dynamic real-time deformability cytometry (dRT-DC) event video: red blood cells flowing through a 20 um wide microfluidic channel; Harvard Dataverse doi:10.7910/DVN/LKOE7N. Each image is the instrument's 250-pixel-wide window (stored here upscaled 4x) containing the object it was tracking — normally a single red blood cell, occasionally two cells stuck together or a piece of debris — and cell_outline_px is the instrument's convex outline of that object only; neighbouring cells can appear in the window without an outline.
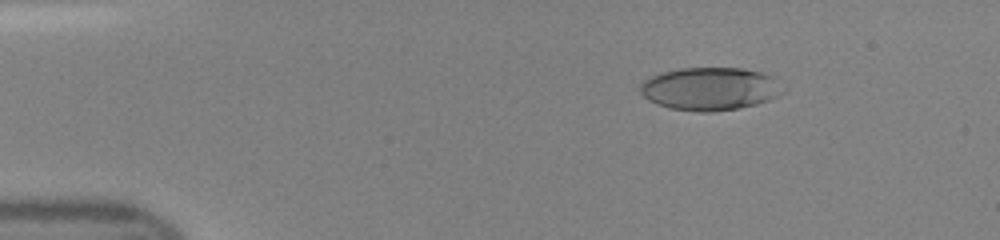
{"species": "human", "species_latin": "Homo sapiens", "temperature_condition": "room temperature", "stored_images_in_passage": 47, "camera_frame_rate_fps": 3000, "um_per_image_px": 0.085, "donor": {"sex": "female"}, "frame": {"image": 1, "passage_image": 7, "time_ms": 2.0, "image_size_px": [1000, 240], "cell_outline_px": [[776, 96], [768, 100], [756, 104], [740, 108], [708, 112], [700, 112], [668, 108], [656, 104], [648, 100], [640, 92], [640, 84], [644, 80], [660, 72], [680, 68], [740, 68], [760, 72], [772, 76], [776, 92]], "centroid_in_image_um": [60.2, 7.55], "position_along_channel_um": 24.8, "area_um2": 35.03}}
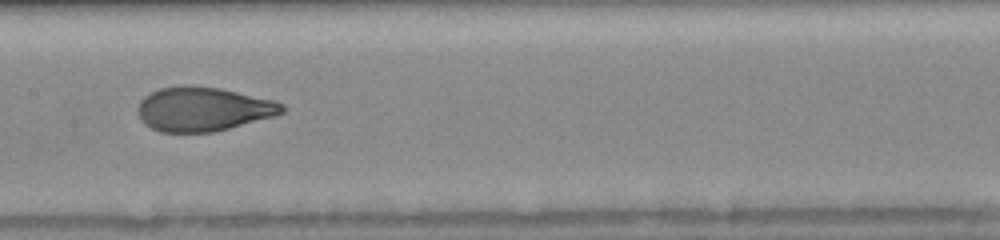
{"frame": {"image": 2, "passage_image": 24, "time_ms": 7.667, "image_size_px": [1000, 240], "cell_outline_px": [[284, 112], [276, 116], [212, 132], [160, 132], [144, 124], [140, 120], [136, 112], [136, 108], [140, 100], [144, 96], [160, 88], [184, 84], [188, 84], [220, 88], [276, 100], [284, 104]], "centroid_in_image_um": [17.24, 9.26], "position_along_channel_um": 190.2, "area_um2": 37.57}}
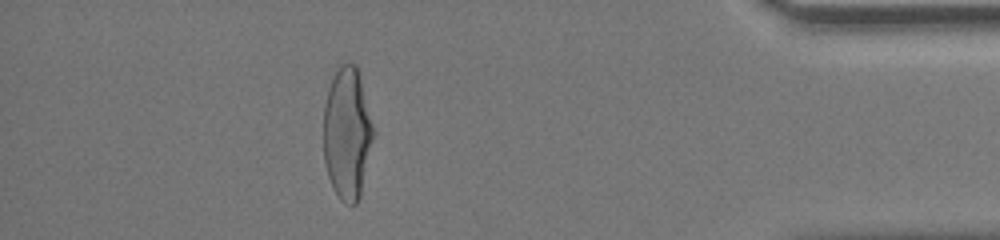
{"frame": {"image": 3, "passage_image": 42, "time_ms": 13.667, "image_size_px": [1000, 240], "cell_outline_px": [[372, 140], [360, 196], [356, 204], [348, 204], [340, 200], [328, 176], [324, 160], [324, 104], [328, 88], [340, 64], [348, 60], [356, 64], [372, 124]], "centroid_in_image_um": [29.48, 11.31], "position_along_channel_um": 405.7, "area_um2": 37.57}}